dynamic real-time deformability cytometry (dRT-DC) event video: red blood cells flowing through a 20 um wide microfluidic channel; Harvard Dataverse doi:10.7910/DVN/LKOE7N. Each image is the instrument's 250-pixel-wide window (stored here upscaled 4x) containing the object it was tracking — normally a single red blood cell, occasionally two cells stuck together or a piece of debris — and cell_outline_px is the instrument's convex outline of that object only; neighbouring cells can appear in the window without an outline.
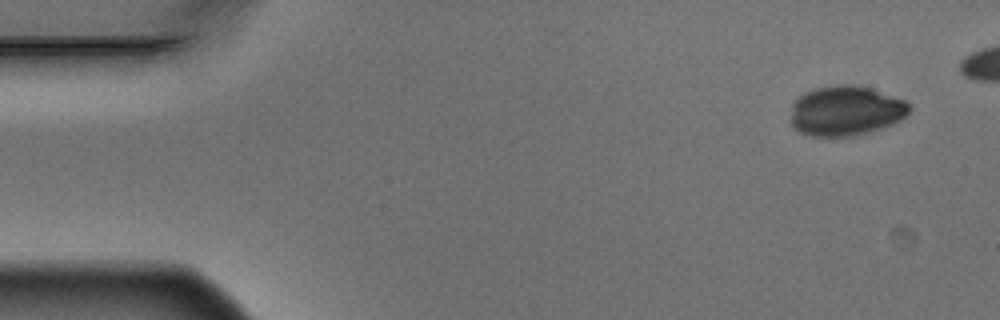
{"species": "Egyptian fruit bat (a non-hibernating species)", "species_latin": "Rousettus aegyptiacus", "temperature_condition": "warm", "stored_images_in_passage": 9, "camera_frame_rate_fps": 3000, "um_per_image_px": 0.085, "animal": {"sex": "male"}, "frame": {"image": 1, "passage_image": 1, "time_ms": 0.0, "image_size_px": [1000, 320], "cell_outline_px": [[912, 108], [900, 120], [892, 124], [856, 136], [812, 136], [800, 132], [792, 128], [788, 120], [792, 104], [804, 92], [816, 88], [836, 84], [852, 84], [872, 88], [904, 100]], "centroid_in_image_um": [71.84, 9.42], "position_along_channel_um": 13.2, "area_um2": 34.85}}